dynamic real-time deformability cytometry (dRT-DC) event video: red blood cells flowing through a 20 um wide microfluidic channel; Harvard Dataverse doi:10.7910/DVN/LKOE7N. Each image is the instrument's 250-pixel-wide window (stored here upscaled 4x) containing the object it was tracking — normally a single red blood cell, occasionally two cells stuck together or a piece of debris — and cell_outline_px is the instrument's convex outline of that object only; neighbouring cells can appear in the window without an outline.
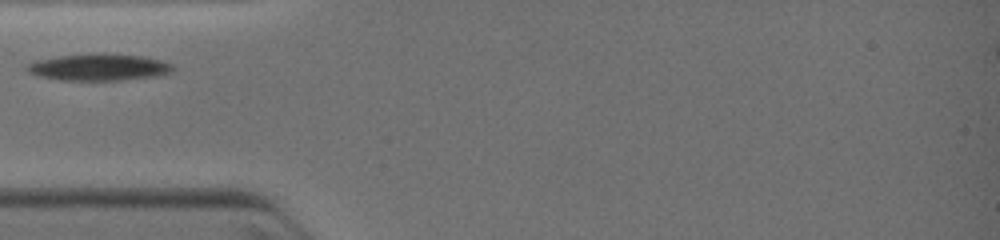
{"species": "common noctule bat (a hibernating species)", "species_latin": "Nyctalus noctula", "temperature_condition": "warm", "stored_images_in_passage": 1, "camera_frame_rate_fps": 3000, "um_per_image_px": 0.085, "animal": {"sex": "female", "body_mass_g": 19.0, "forearm_length_mm": 51.5}, "frame": {"image": 1, "passage_image": 1, "time_ms": 0.0, "image_size_px": [1000, 240], "cell_outline_px": [[176, 68], [168, 72], [156, 76], [124, 80], [60, 80], [40, 76], [28, 72], [24, 68], [24, 64], [36, 60], [60, 56], [140, 56], [160, 60], [172, 64]], "centroid_in_image_um": [8.35, 5.76], "position_along_channel_um": 76.7, "area_um2": 21.73}}